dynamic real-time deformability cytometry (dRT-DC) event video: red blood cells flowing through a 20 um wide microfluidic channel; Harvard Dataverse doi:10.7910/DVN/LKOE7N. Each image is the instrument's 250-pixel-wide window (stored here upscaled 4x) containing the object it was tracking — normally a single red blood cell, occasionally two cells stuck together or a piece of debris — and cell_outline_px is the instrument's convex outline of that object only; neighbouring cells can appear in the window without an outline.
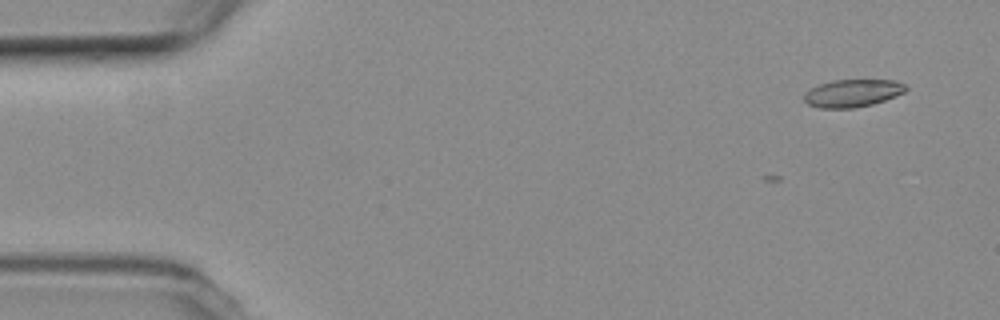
{"species": "common noctule bat (a hibernating species)", "species_latin": "Nyctalus noctula", "temperature_condition": "room temperature", "stored_images_in_passage": 4, "camera_frame_rate_fps": 3000, "um_per_image_px": 0.085, "animal": {"sex": "female", "body_mass_g": 19.3, "forearm_length_mm": 54.1}, "frame": {"image": 1, "passage_image": 1, "time_ms": 0.0, "image_size_px": [1000, 320], "cell_outline_px": [[908, 88], [904, 92], [896, 96], [872, 104], [856, 108], [820, 108], [808, 104], [804, 100], [804, 92], [820, 84], [832, 80], [896, 80], [904, 84]], "centroid_in_image_um": [72.47, 7.92], "position_along_channel_um": 12.5, "area_um2": 16.36}}